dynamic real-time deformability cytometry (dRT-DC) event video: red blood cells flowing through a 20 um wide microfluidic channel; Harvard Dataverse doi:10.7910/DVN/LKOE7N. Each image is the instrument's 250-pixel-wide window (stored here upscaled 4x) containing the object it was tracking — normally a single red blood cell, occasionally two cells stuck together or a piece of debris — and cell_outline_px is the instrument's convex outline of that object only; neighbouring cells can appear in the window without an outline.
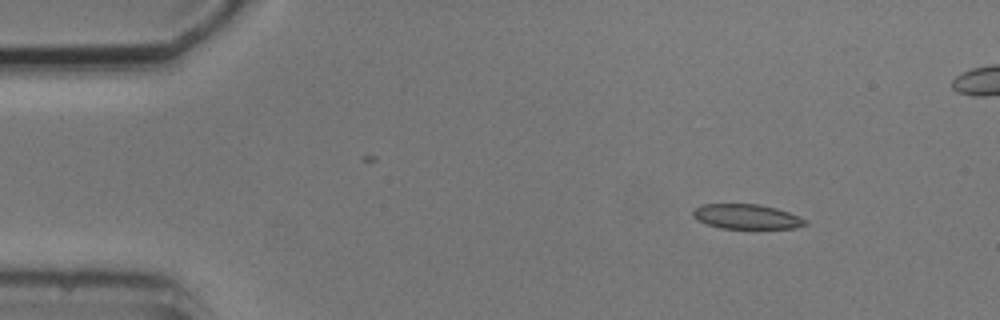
{"species": "common noctule bat (a hibernating species)", "species_latin": "Nyctalus noctula", "temperature_condition": "cold", "stored_images_in_passage": 4, "camera_frame_rate_fps": 3000, "um_per_image_px": 0.085, "animal": {"sex": "male", "body_mass_g": 20.5, "forearm_length_mm": 52.5}, "frame": {"image": 1, "passage_image": 1, "time_ms": 0.0, "image_size_px": [1000, 320], "cell_outline_px": [[808, 224], [796, 228], [720, 228], [696, 220], [692, 216], [692, 212], [700, 204], [760, 204], [776, 208], [800, 216], [808, 220]], "centroid_in_image_um": [63.48, 18.41], "position_along_channel_um": 21.5, "area_um2": 16.3}}